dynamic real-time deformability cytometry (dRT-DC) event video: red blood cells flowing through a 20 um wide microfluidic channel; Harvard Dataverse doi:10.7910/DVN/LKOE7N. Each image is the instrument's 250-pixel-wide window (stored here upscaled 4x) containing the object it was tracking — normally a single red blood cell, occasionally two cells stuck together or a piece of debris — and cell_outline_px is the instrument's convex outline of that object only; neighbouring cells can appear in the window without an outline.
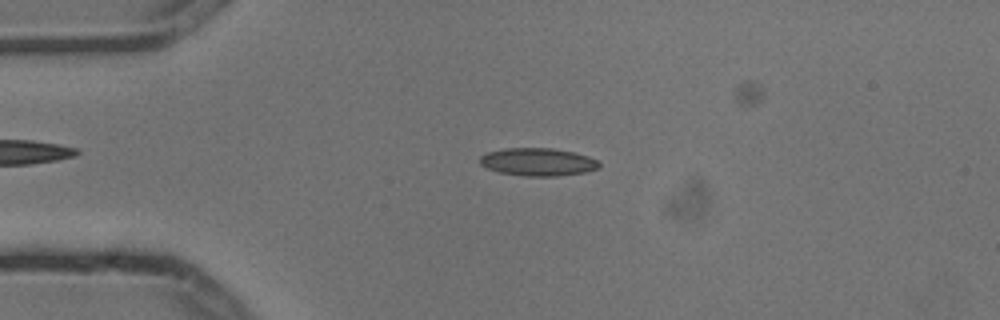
{"species": "common noctule bat (a hibernating species)", "species_latin": "Nyctalus noctula", "temperature_condition": "cold", "stored_images_in_passage": 4, "camera_frame_rate_fps": 3000, "um_per_image_px": 0.085, "animal": {"sex": "male", "body_mass_g": 13.3}, "frame": {"image": 1, "passage_image": 3, "time_ms": 0.667, "image_size_px": [1000, 320], "cell_outline_px": [[600, 168], [584, 172], [556, 176], [524, 176], [500, 172], [488, 168], [480, 164], [480, 156], [488, 152], [504, 148], [552, 148], [572, 152], [588, 156], [596, 160], [600, 164]], "centroid_in_image_um": [45.71, 13.76], "position_along_channel_um": 39.3, "area_um2": 19.19}}